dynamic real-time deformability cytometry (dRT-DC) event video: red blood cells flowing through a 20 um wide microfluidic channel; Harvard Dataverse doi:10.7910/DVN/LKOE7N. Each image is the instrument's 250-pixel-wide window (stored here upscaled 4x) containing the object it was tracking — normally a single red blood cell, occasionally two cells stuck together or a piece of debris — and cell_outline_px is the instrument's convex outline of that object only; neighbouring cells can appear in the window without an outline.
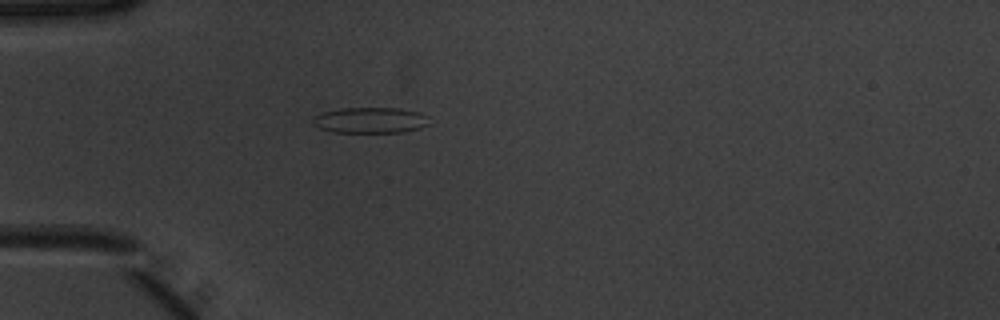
{"species": "common noctule bat (a hibernating species)", "species_latin": "Nyctalus noctula", "temperature_condition": "warm", "stored_images_in_passage": 37, "camera_frame_rate_fps": 3000, "um_per_image_px": 0.085, "animal": {"sex": "male", "body_mass_g": 20.1, "forearm_length_mm": 53.5}, "frame": {"image": 1, "passage_image": 1, "time_ms": 0.0, "image_size_px": [1000, 320], "cell_outline_px": [[428, 124], [420, 128], [404, 132], [332, 132], [320, 128], [312, 124], [312, 116], [324, 112], [340, 108], [400, 108], [420, 112], [428, 116]], "centroid_in_image_um": [31.46, 10.21], "position_along_channel_um": 53.5, "area_um2": 17.63}}
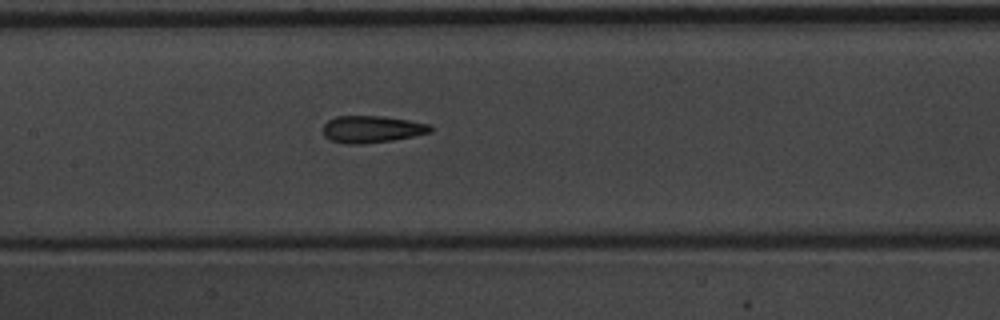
{"frame": {"image": 2, "passage_image": 11, "time_ms": 3.333, "image_size_px": [1000, 320], "cell_outline_px": [[432, 132], [392, 140], [360, 144], [344, 144], [332, 140], [324, 136], [324, 124], [328, 120], [336, 116], [384, 116], [432, 124]], "centroid_in_image_um": [31.62, 10.97], "position_along_channel_um": 175.8, "area_um2": 16.88}}
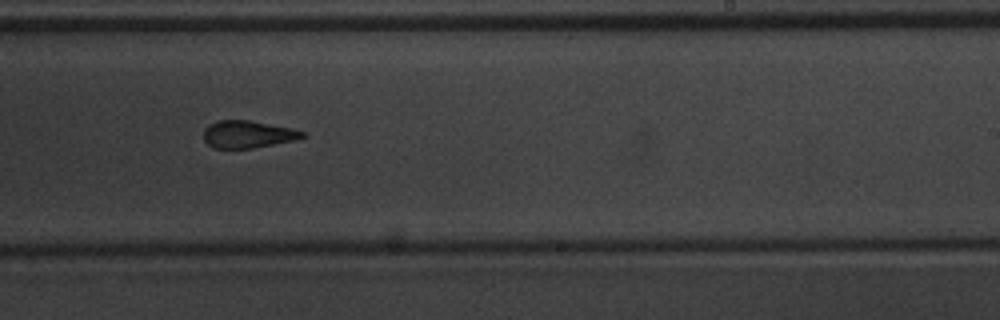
{"frame": {"image": 3, "passage_image": 18, "time_ms": 5.667, "image_size_px": [1000, 320], "cell_outline_px": [[304, 136], [296, 140], [252, 148], [216, 148], [208, 144], [204, 140], [204, 128], [208, 124], [216, 120], [248, 120], [292, 128], [304, 132]], "centroid_in_image_um": [21.03, 11.4], "position_along_channel_um": 268.0, "area_um2": 15.66}, "authors_computed_cell_mechanics": {"area_um2": 16.5308, "velocity_mm_per_s": 3.9678, "shape_relaxation_time_tau1_ms": 6.802, "shape_relaxation_time_tau2_ms": 2.0896, "deformation_change_tau1": 0.1879, "deformation_change_tau2": 0.0903}}